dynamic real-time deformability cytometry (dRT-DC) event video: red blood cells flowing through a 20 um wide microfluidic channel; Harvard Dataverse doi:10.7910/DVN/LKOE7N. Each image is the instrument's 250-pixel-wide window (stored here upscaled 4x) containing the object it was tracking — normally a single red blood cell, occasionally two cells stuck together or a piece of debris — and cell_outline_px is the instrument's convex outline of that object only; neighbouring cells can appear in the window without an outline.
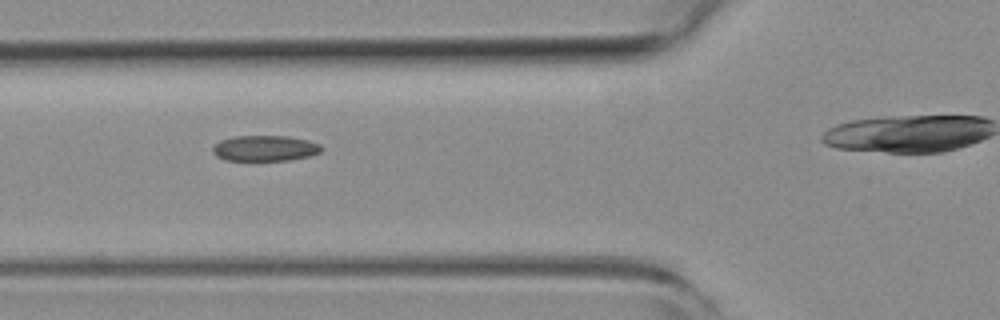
{"species": "common noctule bat (a hibernating species)", "species_latin": "Nyctalus noctula", "temperature_condition": "room temperature", "stored_images_in_passage": 15, "camera_frame_rate_fps": 3000, "um_per_image_px": 0.085, "animal": {"sex": "female", "body_mass_g": 19.3, "forearm_length_mm": 54.1}, "frame": {"image": 1, "passage_image": 5, "time_ms": 1.333, "image_size_px": [1000, 320], "cell_outline_px": [[324, 148], [320, 152], [308, 156], [292, 160], [224, 160], [216, 156], [212, 152], [212, 148], [220, 140], [232, 136], [288, 136], [308, 140], [320, 144]], "centroid_in_image_um": [22.52, 12.6], "position_along_channel_um": 103.3, "area_um2": 16.36}}
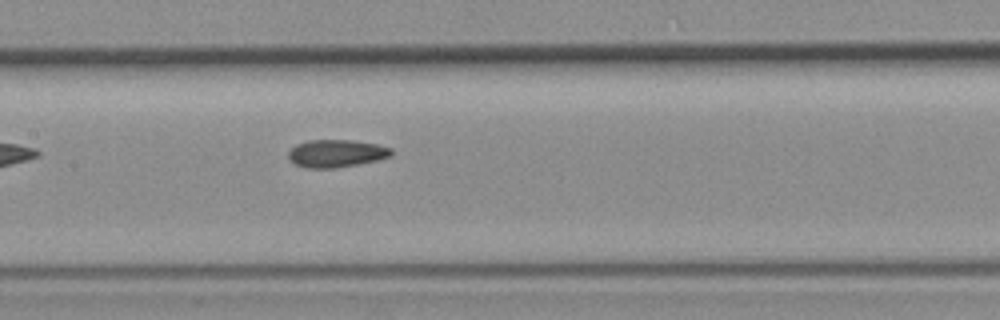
{"frame": {"image": 2, "passage_image": 11, "time_ms": 3.333, "image_size_px": [1000, 320], "cell_outline_px": [[392, 156], [376, 160], [336, 168], [308, 168], [296, 164], [288, 156], [288, 152], [296, 144], [308, 140], [352, 140], [376, 144], [392, 148]], "centroid_in_image_um": [28.59, 13.03], "position_along_channel_um": 178.8, "area_um2": 16.42}}